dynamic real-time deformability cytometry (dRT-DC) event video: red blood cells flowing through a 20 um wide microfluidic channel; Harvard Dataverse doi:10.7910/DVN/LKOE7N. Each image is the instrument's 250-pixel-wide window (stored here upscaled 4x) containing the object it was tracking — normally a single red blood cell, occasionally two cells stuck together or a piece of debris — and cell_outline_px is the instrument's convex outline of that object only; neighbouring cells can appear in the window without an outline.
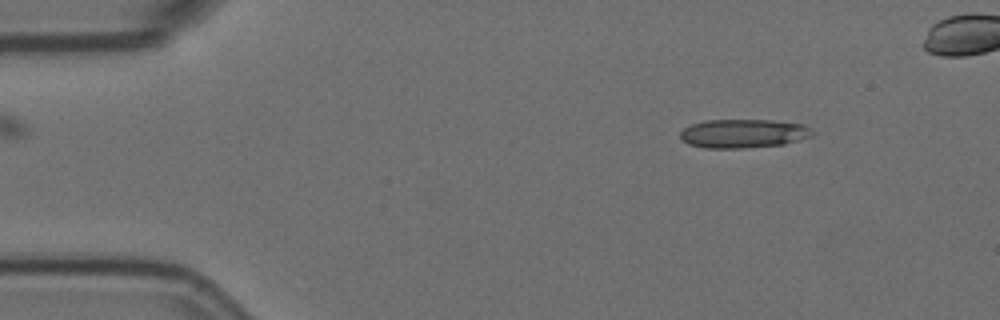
{"species": "Egyptian fruit bat (a non-hibernating species)", "species_latin": "Rousettus aegyptiacus", "temperature_condition": "room temperature", "stored_images_in_passage": 7, "camera_frame_rate_fps": 3000, "um_per_image_px": 0.085, "animal": {"sex": "female"}, "frame": {"image": 1, "passage_image": 1, "time_ms": 0.0, "image_size_px": [1000, 320], "cell_outline_px": [[816, 132], [812, 136], [800, 140], [784, 144], [744, 148], [704, 148], [688, 144], [680, 140], [680, 132], [684, 128], [692, 124], [704, 120], [772, 120], [804, 124], [812, 128]], "centroid_in_image_um": [63.21, 11.35], "position_along_channel_um": 21.8, "area_um2": 22.48}}
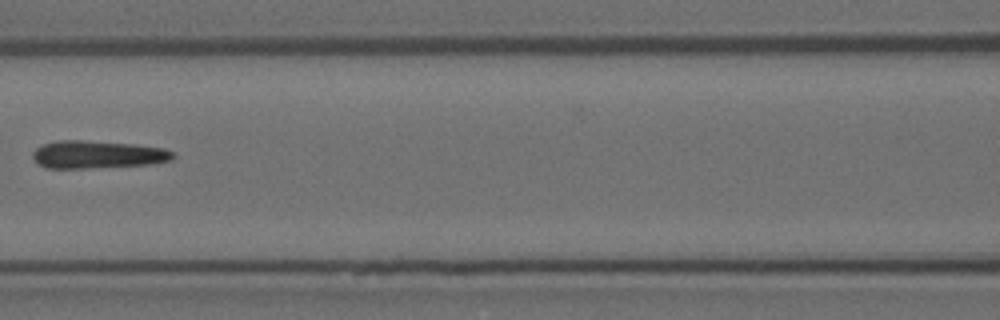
{"frame": {"image": 2, "passage_image": 6, "time_ms": 1.667, "image_size_px": [1000, 320], "cell_outline_px": [[176, 156], [172, 160], [148, 164], [88, 168], [44, 168], [36, 164], [32, 156], [32, 152], [36, 148], [44, 144], [56, 140], [80, 140], [136, 144], [164, 148], [176, 152]], "centroid_in_image_um": [8.28, 13.13], "position_along_channel_um": 158.3, "area_um2": 22.89}}
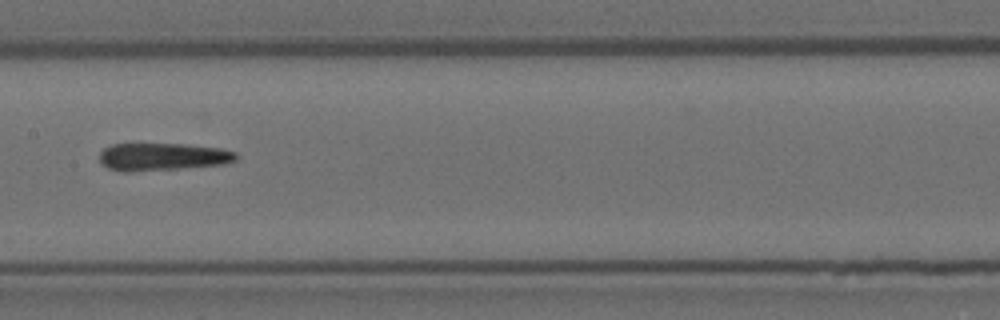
{"frame": {"image": 3, "passage_image": 7, "time_ms": 2.0, "image_size_px": [1000, 320], "cell_outline_px": [[240, 156], [236, 160], [224, 164], [132, 172], [124, 172], [108, 168], [100, 160], [100, 152], [104, 148], [112, 144], [188, 144], [220, 148], [236, 152]], "centroid_in_image_um": [13.84, 13.32], "position_along_channel_um": 193.6, "area_um2": 21.96}}